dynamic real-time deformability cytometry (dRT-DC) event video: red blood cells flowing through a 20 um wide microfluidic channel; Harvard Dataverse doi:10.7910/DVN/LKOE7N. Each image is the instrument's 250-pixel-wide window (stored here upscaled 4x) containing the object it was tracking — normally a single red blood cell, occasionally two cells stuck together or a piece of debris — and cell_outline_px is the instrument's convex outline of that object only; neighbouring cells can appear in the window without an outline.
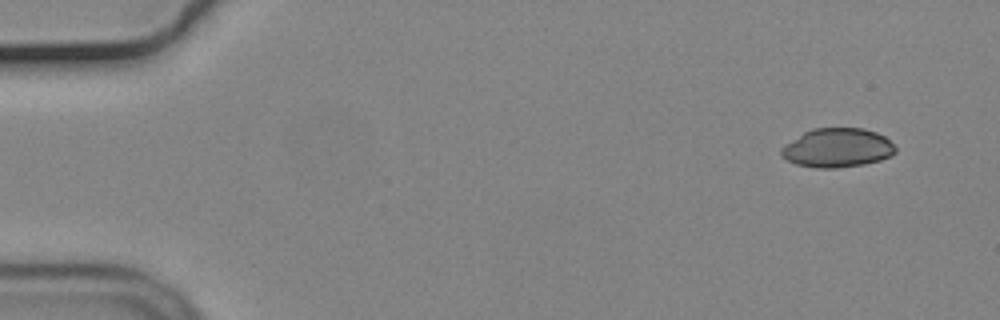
{"species": "common noctule bat (a hibernating species)", "species_latin": "Nyctalus noctula", "temperature_condition": "cold", "stored_images_in_passage": 51, "camera_frame_rate_fps": 3000, "um_per_image_px": 0.085, "animal": {"sex": "male", "body_mass_g": 19.2, "forearm_length_mm": 51.8}, "frame": {"image": 1, "passage_image": 1, "time_ms": 0.0, "image_size_px": [1000, 320], "cell_outline_px": [[896, 152], [892, 156], [880, 160], [864, 164], [836, 168], [816, 168], [796, 164], [780, 156], [780, 148], [784, 144], [804, 132], [812, 128], [864, 128], [876, 132], [884, 136], [896, 148]], "centroid_in_image_um": [71.15, 12.57], "position_along_channel_um": 13.8, "area_um2": 26.13}}
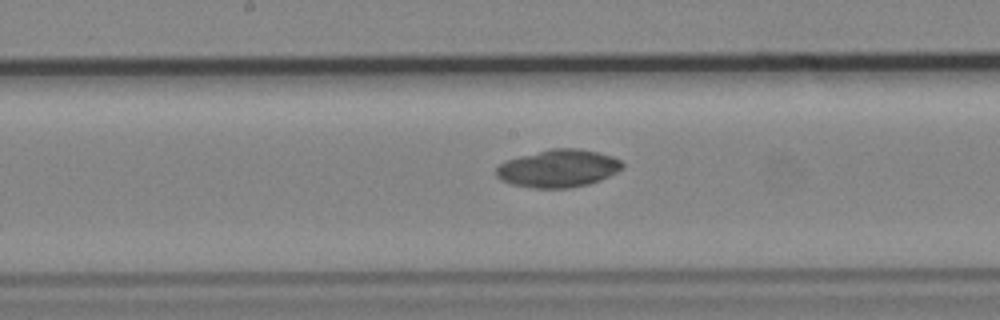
{"frame": {"image": 2, "passage_image": 26, "time_ms": 8.333, "image_size_px": [1000, 320], "cell_outline_px": [[624, 168], [600, 180], [588, 184], [568, 188], [532, 188], [512, 184], [500, 180], [496, 176], [496, 168], [504, 160], [552, 148], [576, 148], [596, 152], [612, 156], [620, 160], [624, 164]], "centroid_in_image_um": [47.43, 14.32], "position_along_channel_um": 200.8, "area_um2": 27.69}}
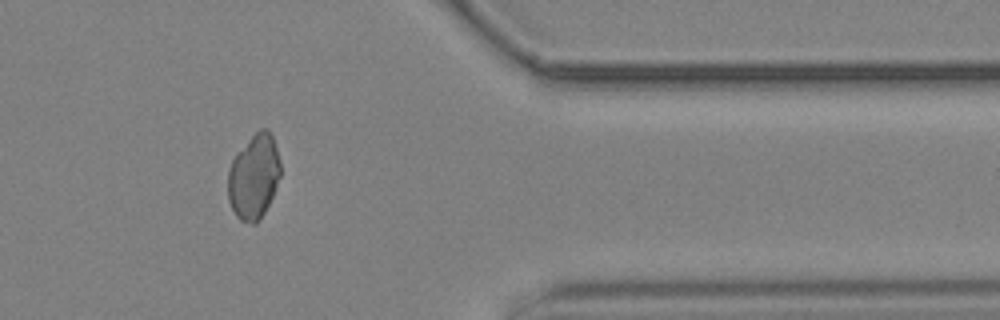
{"frame": {"image": 3, "passage_image": 43, "time_ms": 14.0, "image_size_px": [1000, 320], "cell_outline_px": [[280, 176], [272, 196], [260, 220], [256, 224], [252, 224], [240, 220], [236, 216], [228, 200], [228, 172], [232, 160], [236, 152], [260, 128], [268, 128], [272, 136], [280, 160]], "centroid_in_image_um": [21.57, 15.02], "position_along_channel_um": 389.8, "area_um2": 25.89}}